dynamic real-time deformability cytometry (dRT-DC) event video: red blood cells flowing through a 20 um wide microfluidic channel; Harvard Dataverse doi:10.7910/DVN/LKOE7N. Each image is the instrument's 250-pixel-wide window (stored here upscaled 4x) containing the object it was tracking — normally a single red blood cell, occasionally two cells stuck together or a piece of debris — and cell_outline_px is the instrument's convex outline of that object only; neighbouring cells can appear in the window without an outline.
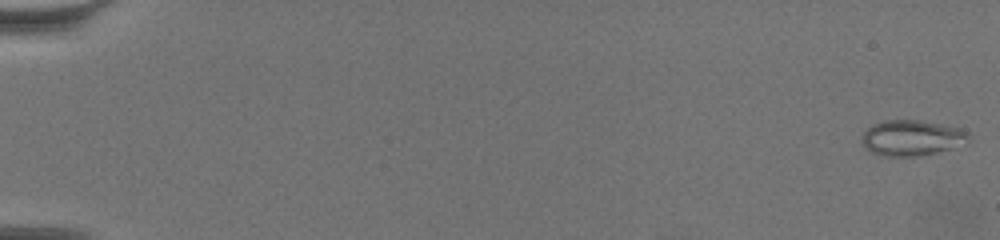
{"species": "common noctule bat (a hibernating species)", "species_latin": "Nyctalus noctula", "temperature_condition": "warm", "stored_images_in_passage": 63, "camera_frame_rate_fps": 3000, "um_per_image_px": 0.085, "animal": {"sex": "female", "body_mass_g": 19.5, "forearm_length_mm": 54.1}, "frame": {"image": 1, "passage_image": 1, "time_ms": 0.0, "image_size_px": [1000, 240], "cell_outline_px": [[968, 144], [920, 156], [880, 156], [872, 152], [860, 140], [860, 136], [872, 124], [884, 120], [924, 120], [960, 128], [968, 132]], "centroid_in_image_um": [77.51, 11.71], "position_along_channel_um": 7.5, "area_um2": 22.37}}
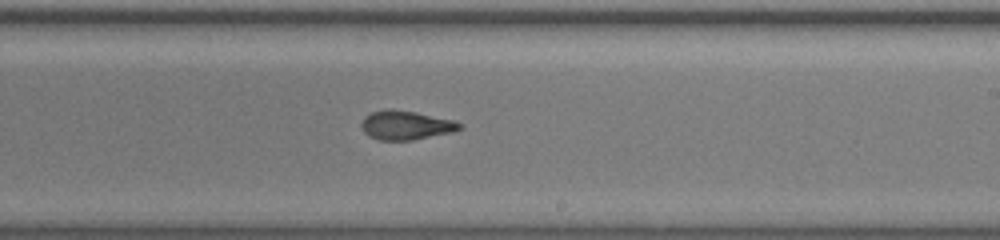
{"frame": {"image": 2, "passage_image": 40, "time_ms": 13.0, "image_size_px": [1000, 240], "cell_outline_px": [[464, 128], [452, 132], [412, 140], [380, 140], [368, 136], [364, 132], [360, 124], [364, 116], [372, 112], [388, 108], [392, 108], [416, 112], [456, 120], [464, 124]], "centroid_in_image_um": [34.52, 10.63], "position_along_channel_um": 254.5, "area_um2": 16.94}}
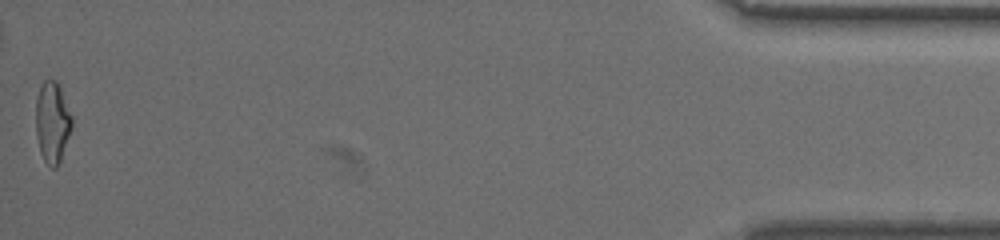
{"frame": {"image": 3, "passage_image": 63, "time_ms": 20.667, "image_size_px": [1000, 240], "cell_outline_px": [[72, 128], [60, 160], [56, 168], [52, 168], [44, 160], [40, 152], [36, 136], [36, 96], [44, 80], [56, 80], [60, 88], [72, 116]], "centroid_in_image_um": [4.44, 10.39], "position_along_channel_um": 430.8, "area_um2": 16.94}, "authors_computed_cell_mechanics": {"area_um2": 16.8776, "velocity_mm_per_s": 3.4282, "shape_relaxation_time_tau1_ms": null, "shape_relaxation_time_tau2_ms": 2.1328, "deformation_change_tau1": null, "deformation_change_tau2": 0.0852}}